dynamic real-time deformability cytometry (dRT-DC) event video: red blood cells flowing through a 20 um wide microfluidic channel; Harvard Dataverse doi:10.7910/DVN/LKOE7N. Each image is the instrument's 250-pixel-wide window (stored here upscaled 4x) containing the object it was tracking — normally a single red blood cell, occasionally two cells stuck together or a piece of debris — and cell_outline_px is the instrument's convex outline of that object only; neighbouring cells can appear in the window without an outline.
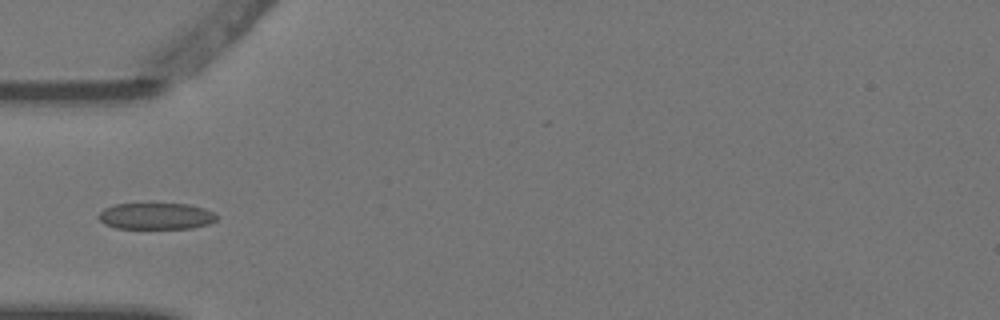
{"species": "Egyptian fruit bat (a non-hibernating species)", "species_latin": "Rousettus aegyptiacus", "temperature_condition": "warm", "stored_images_in_passage": 5, "camera_frame_rate_fps": 3000, "um_per_image_px": 0.085, "animal": {"sex": "female"}, "frame": {"image": 1, "passage_image": 5, "time_ms": 1.333, "image_size_px": [1000, 320], "cell_outline_px": [[220, 216], [216, 220], [208, 224], [192, 228], [116, 228], [104, 224], [96, 216], [104, 208], [116, 204], [188, 204], [204, 208]], "centroid_in_image_um": [13.26, 18.37], "position_along_channel_um": 71.7, "area_um2": 18.21}}